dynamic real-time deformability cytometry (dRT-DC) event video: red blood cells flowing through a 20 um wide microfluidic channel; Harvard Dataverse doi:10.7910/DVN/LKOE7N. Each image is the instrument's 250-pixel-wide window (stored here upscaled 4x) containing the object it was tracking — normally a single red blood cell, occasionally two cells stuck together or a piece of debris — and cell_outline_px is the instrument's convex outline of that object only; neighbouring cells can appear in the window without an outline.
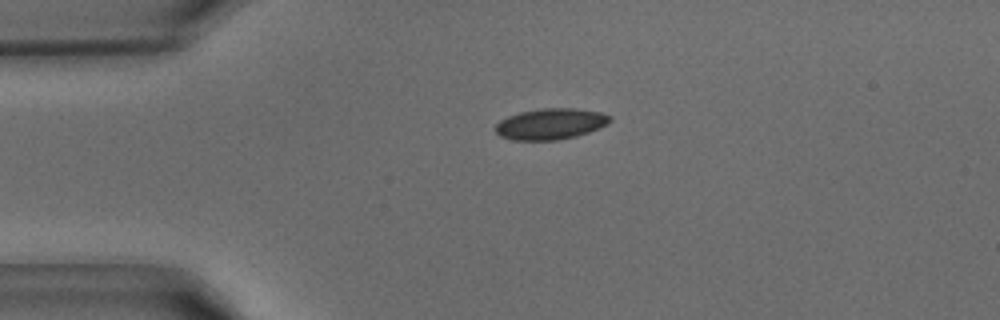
{"species": "common noctule bat (a hibernating species)", "species_latin": "Nyctalus noctula", "temperature_condition": "warm", "stored_images_in_passage": 35, "camera_frame_rate_fps": 3000, "um_per_image_px": 0.085, "animal": {"sex": "male", "body_mass_g": 15.6}, "frame": {"image": 1, "passage_image": 3, "time_ms": 0.667, "image_size_px": [1000, 320], "cell_outline_px": [[612, 120], [608, 124], [600, 128], [576, 136], [556, 140], [512, 140], [500, 136], [496, 132], [496, 124], [500, 120], [508, 116], [520, 112], [544, 108], [576, 108], [600, 112], [612, 116]], "centroid_in_image_um": [46.83, 10.53], "position_along_channel_um": 38.2, "area_um2": 20.75}}
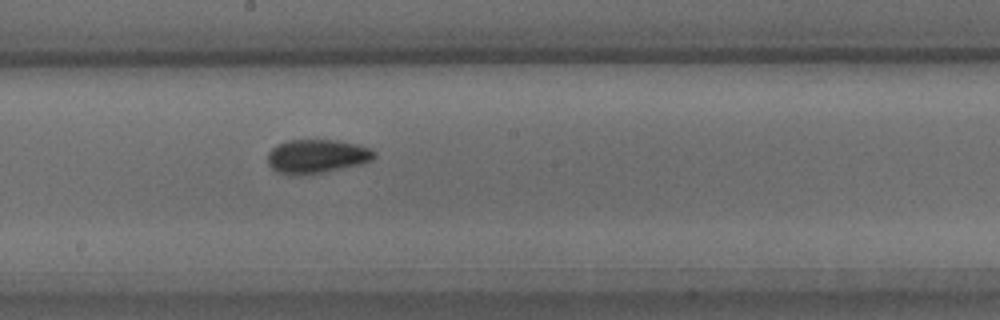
{"frame": {"image": 2, "passage_image": 16, "time_ms": 5.0, "image_size_px": [1000, 320], "cell_outline_px": [[376, 156], [372, 160], [364, 164], [308, 176], [288, 176], [276, 172], [268, 164], [268, 152], [276, 144], [288, 140], [336, 140], [356, 144], [368, 148], [376, 152]], "centroid_in_image_um": [26.91, 13.32], "position_along_channel_um": 221.3, "area_um2": 21.68}}
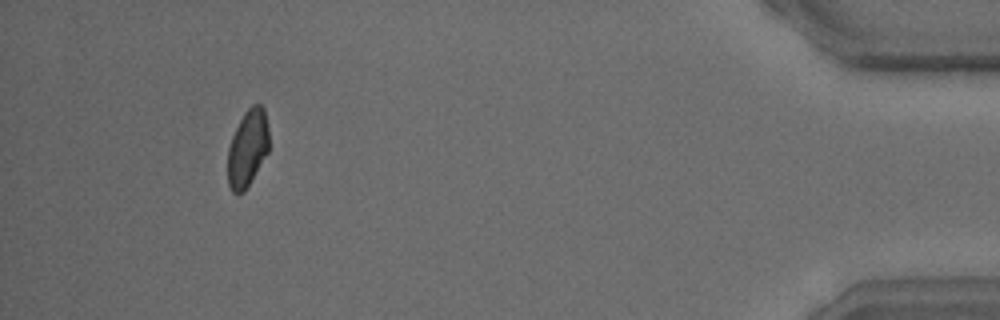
{"frame": {"image": 3, "passage_image": 32, "time_ms": 10.333, "image_size_px": [1000, 320], "cell_outline_px": [[268, 152], [244, 192], [232, 192], [228, 184], [228, 148], [232, 136], [244, 112], [252, 104], [260, 104], [264, 108], [268, 128]], "centroid_in_image_um": [21.04, 12.58], "position_along_channel_um": 414.2, "area_um2": 18.32}}